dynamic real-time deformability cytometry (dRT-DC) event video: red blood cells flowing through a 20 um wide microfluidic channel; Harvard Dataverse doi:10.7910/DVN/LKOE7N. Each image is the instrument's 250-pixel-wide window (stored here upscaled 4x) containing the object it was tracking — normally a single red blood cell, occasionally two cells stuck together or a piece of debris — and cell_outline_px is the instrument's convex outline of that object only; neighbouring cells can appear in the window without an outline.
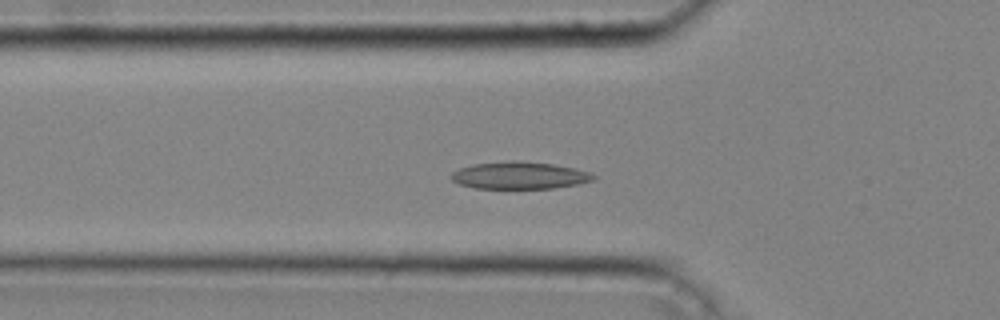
{"species": "common noctule bat (a hibernating species)", "species_latin": "Nyctalus noctula", "temperature_condition": "cold", "stored_images_in_passage": 41, "camera_frame_rate_fps": 3000, "um_per_image_px": 0.085, "animal": {"sex": "male", "body_mass_g": 20.4}, "frame": {"image": 1, "passage_image": 12, "time_ms": 3.667, "image_size_px": [1000, 320], "cell_outline_px": [[596, 176], [592, 180], [580, 184], [552, 188], [476, 188], [460, 184], [452, 180], [452, 172], [460, 168], [472, 164], [508, 160], [516, 160], [552, 164], [592, 172]], "centroid_in_image_um": [44.17, 14.9], "position_along_channel_um": 81.6, "area_um2": 22.48}}
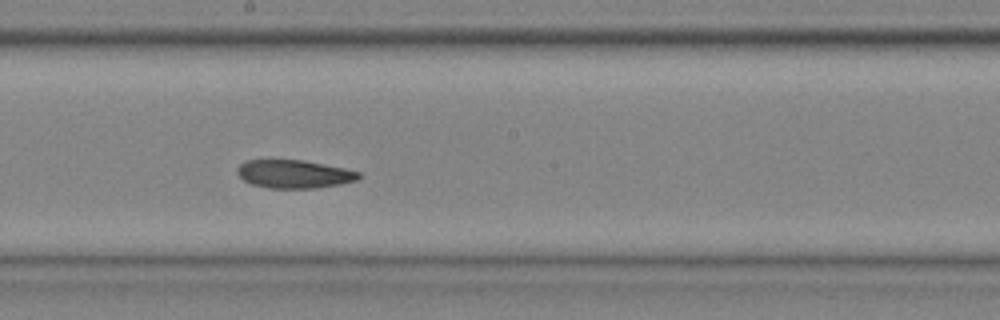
{"frame": {"image": 2, "passage_image": 22, "time_ms": 7.0, "image_size_px": [1000, 320], "cell_outline_px": [[360, 176], [356, 180], [340, 184], [316, 188], [268, 188], [252, 184], [244, 180], [236, 172], [236, 168], [240, 164], [248, 160], [272, 156], [304, 160], [344, 168], [360, 172]], "centroid_in_image_um": [24.92, 14.74], "position_along_channel_um": 223.3, "area_um2": 20.69}}
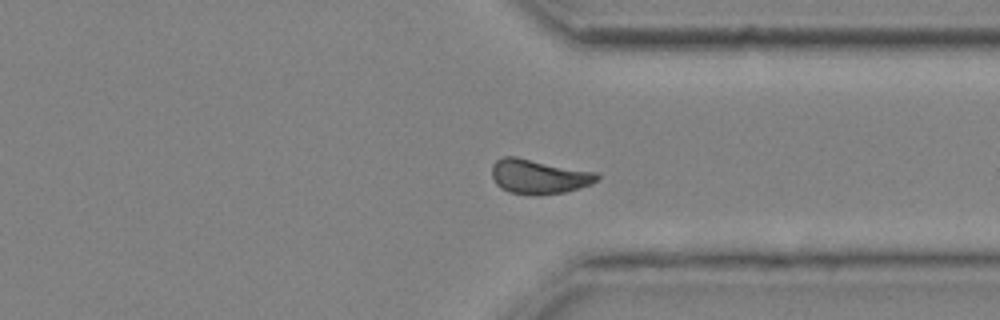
{"frame": {"image": 3, "passage_image": 32, "time_ms": 10.333, "image_size_px": [1000, 320], "cell_outline_px": [[600, 180], [592, 184], [580, 188], [564, 192], [540, 196], [536, 196], [508, 192], [500, 188], [496, 184], [492, 176], [492, 164], [496, 160], [504, 156], [516, 156], [596, 172], [600, 176]], "centroid_in_image_um": [45.8, 15.01], "position_along_channel_um": 365.6, "area_um2": 21.56}, "authors_computed_cell_mechanics": {"area_um2": 20.6924, "velocity_mm_per_s": 4.2554, "shape_relaxation_time_tau1_ms": 8.705, "shape_relaxation_time_tau2_ms": 3.2307, "deformation_change_tau1": 0.1683, "deformation_change_tau2": 0.0617}}